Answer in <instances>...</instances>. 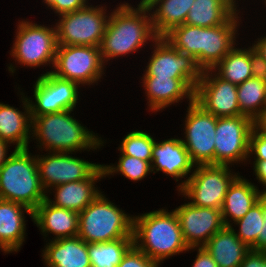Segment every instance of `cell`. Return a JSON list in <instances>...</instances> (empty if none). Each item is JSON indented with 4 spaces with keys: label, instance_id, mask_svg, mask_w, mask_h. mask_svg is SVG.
I'll return each instance as SVG.
<instances>
[{
    "label": "cell",
    "instance_id": "cell-40",
    "mask_svg": "<svg viewBox=\"0 0 266 267\" xmlns=\"http://www.w3.org/2000/svg\"><path fill=\"white\" fill-rule=\"evenodd\" d=\"M239 267H266V251L250 250Z\"/></svg>",
    "mask_w": 266,
    "mask_h": 267
},
{
    "label": "cell",
    "instance_id": "cell-13",
    "mask_svg": "<svg viewBox=\"0 0 266 267\" xmlns=\"http://www.w3.org/2000/svg\"><path fill=\"white\" fill-rule=\"evenodd\" d=\"M48 155H36L39 177L44 191L69 182L88 179L101 164L92 163L70 152H47Z\"/></svg>",
    "mask_w": 266,
    "mask_h": 267
},
{
    "label": "cell",
    "instance_id": "cell-9",
    "mask_svg": "<svg viewBox=\"0 0 266 267\" xmlns=\"http://www.w3.org/2000/svg\"><path fill=\"white\" fill-rule=\"evenodd\" d=\"M100 47L85 45H58L54 63L56 76L79 85L97 84L105 74Z\"/></svg>",
    "mask_w": 266,
    "mask_h": 267
},
{
    "label": "cell",
    "instance_id": "cell-20",
    "mask_svg": "<svg viewBox=\"0 0 266 267\" xmlns=\"http://www.w3.org/2000/svg\"><path fill=\"white\" fill-rule=\"evenodd\" d=\"M105 171L101 165L88 179L76 182H69L51 188L55 193L50 199L49 194L46 200L54 206L82 212L101 192L95 187L96 181L104 179Z\"/></svg>",
    "mask_w": 266,
    "mask_h": 267
},
{
    "label": "cell",
    "instance_id": "cell-12",
    "mask_svg": "<svg viewBox=\"0 0 266 267\" xmlns=\"http://www.w3.org/2000/svg\"><path fill=\"white\" fill-rule=\"evenodd\" d=\"M79 87L78 83L60 78L51 71L41 74L33 85L35 102L28 97L31 116L75 110Z\"/></svg>",
    "mask_w": 266,
    "mask_h": 267
},
{
    "label": "cell",
    "instance_id": "cell-37",
    "mask_svg": "<svg viewBox=\"0 0 266 267\" xmlns=\"http://www.w3.org/2000/svg\"><path fill=\"white\" fill-rule=\"evenodd\" d=\"M248 155L249 157L255 155L253 156L255 161L266 160V133L258 131L255 127L252 128L249 137Z\"/></svg>",
    "mask_w": 266,
    "mask_h": 267
},
{
    "label": "cell",
    "instance_id": "cell-42",
    "mask_svg": "<svg viewBox=\"0 0 266 267\" xmlns=\"http://www.w3.org/2000/svg\"><path fill=\"white\" fill-rule=\"evenodd\" d=\"M262 215L263 223L261 232L255 242V251H266V193L262 195Z\"/></svg>",
    "mask_w": 266,
    "mask_h": 267
},
{
    "label": "cell",
    "instance_id": "cell-17",
    "mask_svg": "<svg viewBox=\"0 0 266 267\" xmlns=\"http://www.w3.org/2000/svg\"><path fill=\"white\" fill-rule=\"evenodd\" d=\"M235 13L225 24L214 27H201V69L215 67L234 47L238 26Z\"/></svg>",
    "mask_w": 266,
    "mask_h": 267
},
{
    "label": "cell",
    "instance_id": "cell-46",
    "mask_svg": "<svg viewBox=\"0 0 266 267\" xmlns=\"http://www.w3.org/2000/svg\"><path fill=\"white\" fill-rule=\"evenodd\" d=\"M8 147H10V144L0 140V168L3 166V164L6 162L7 158L9 157L7 155Z\"/></svg>",
    "mask_w": 266,
    "mask_h": 267
},
{
    "label": "cell",
    "instance_id": "cell-28",
    "mask_svg": "<svg viewBox=\"0 0 266 267\" xmlns=\"http://www.w3.org/2000/svg\"><path fill=\"white\" fill-rule=\"evenodd\" d=\"M235 12L224 0H195L185 24L197 27H214L225 24Z\"/></svg>",
    "mask_w": 266,
    "mask_h": 267
},
{
    "label": "cell",
    "instance_id": "cell-45",
    "mask_svg": "<svg viewBox=\"0 0 266 267\" xmlns=\"http://www.w3.org/2000/svg\"><path fill=\"white\" fill-rule=\"evenodd\" d=\"M254 42L252 47L266 60V36H261L258 41Z\"/></svg>",
    "mask_w": 266,
    "mask_h": 267
},
{
    "label": "cell",
    "instance_id": "cell-32",
    "mask_svg": "<svg viewBox=\"0 0 266 267\" xmlns=\"http://www.w3.org/2000/svg\"><path fill=\"white\" fill-rule=\"evenodd\" d=\"M164 38L181 53L192 56L201 68V27L183 24L173 28Z\"/></svg>",
    "mask_w": 266,
    "mask_h": 267
},
{
    "label": "cell",
    "instance_id": "cell-47",
    "mask_svg": "<svg viewBox=\"0 0 266 267\" xmlns=\"http://www.w3.org/2000/svg\"><path fill=\"white\" fill-rule=\"evenodd\" d=\"M157 1L159 0H141L137 6L140 8L150 9V7Z\"/></svg>",
    "mask_w": 266,
    "mask_h": 267
},
{
    "label": "cell",
    "instance_id": "cell-36",
    "mask_svg": "<svg viewBox=\"0 0 266 267\" xmlns=\"http://www.w3.org/2000/svg\"><path fill=\"white\" fill-rule=\"evenodd\" d=\"M160 265V263L151 260L133 245L117 267H159Z\"/></svg>",
    "mask_w": 266,
    "mask_h": 267
},
{
    "label": "cell",
    "instance_id": "cell-6",
    "mask_svg": "<svg viewBox=\"0 0 266 267\" xmlns=\"http://www.w3.org/2000/svg\"><path fill=\"white\" fill-rule=\"evenodd\" d=\"M228 165H195L188 179L179 183L178 192L197 207L221 209L229 186L239 176Z\"/></svg>",
    "mask_w": 266,
    "mask_h": 267
},
{
    "label": "cell",
    "instance_id": "cell-27",
    "mask_svg": "<svg viewBox=\"0 0 266 267\" xmlns=\"http://www.w3.org/2000/svg\"><path fill=\"white\" fill-rule=\"evenodd\" d=\"M195 0H159L150 7L152 27L157 37H164L173 28L185 24ZM155 8V10H153ZM153 10V11H151Z\"/></svg>",
    "mask_w": 266,
    "mask_h": 267
},
{
    "label": "cell",
    "instance_id": "cell-21",
    "mask_svg": "<svg viewBox=\"0 0 266 267\" xmlns=\"http://www.w3.org/2000/svg\"><path fill=\"white\" fill-rule=\"evenodd\" d=\"M24 213L33 218V211L27 206L0 199V249L5 254L20 251L25 241Z\"/></svg>",
    "mask_w": 266,
    "mask_h": 267
},
{
    "label": "cell",
    "instance_id": "cell-11",
    "mask_svg": "<svg viewBox=\"0 0 266 267\" xmlns=\"http://www.w3.org/2000/svg\"><path fill=\"white\" fill-rule=\"evenodd\" d=\"M186 112L185 139L181 141L191 161L195 165H214L217 117L206 112L194 100L189 101Z\"/></svg>",
    "mask_w": 266,
    "mask_h": 267
},
{
    "label": "cell",
    "instance_id": "cell-24",
    "mask_svg": "<svg viewBox=\"0 0 266 267\" xmlns=\"http://www.w3.org/2000/svg\"><path fill=\"white\" fill-rule=\"evenodd\" d=\"M44 248L42 257L47 267H91L88 243L78 236L50 239Z\"/></svg>",
    "mask_w": 266,
    "mask_h": 267
},
{
    "label": "cell",
    "instance_id": "cell-7",
    "mask_svg": "<svg viewBox=\"0 0 266 267\" xmlns=\"http://www.w3.org/2000/svg\"><path fill=\"white\" fill-rule=\"evenodd\" d=\"M19 21L10 51L12 58H15L18 64L30 68L48 64L54 67L58 46L56 27L39 25L25 19Z\"/></svg>",
    "mask_w": 266,
    "mask_h": 267
},
{
    "label": "cell",
    "instance_id": "cell-39",
    "mask_svg": "<svg viewBox=\"0 0 266 267\" xmlns=\"http://www.w3.org/2000/svg\"><path fill=\"white\" fill-rule=\"evenodd\" d=\"M87 3V0H56L51 9L60 16L65 13L78 11L85 7Z\"/></svg>",
    "mask_w": 266,
    "mask_h": 267
},
{
    "label": "cell",
    "instance_id": "cell-2",
    "mask_svg": "<svg viewBox=\"0 0 266 267\" xmlns=\"http://www.w3.org/2000/svg\"><path fill=\"white\" fill-rule=\"evenodd\" d=\"M133 245L148 258L158 263L189 251L180 223L174 209L170 212L162 208L133 219Z\"/></svg>",
    "mask_w": 266,
    "mask_h": 267
},
{
    "label": "cell",
    "instance_id": "cell-14",
    "mask_svg": "<svg viewBox=\"0 0 266 267\" xmlns=\"http://www.w3.org/2000/svg\"><path fill=\"white\" fill-rule=\"evenodd\" d=\"M152 43L154 51L143 76L187 78L196 87L203 71L195 59L178 51L164 37H157Z\"/></svg>",
    "mask_w": 266,
    "mask_h": 267
},
{
    "label": "cell",
    "instance_id": "cell-18",
    "mask_svg": "<svg viewBox=\"0 0 266 267\" xmlns=\"http://www.w3.org/2000/svg\"><path fill=\"white\" fill-rule=\"evenodd\" d=\"M148 107L152 112L164 110L183 98L194 100L195 86L187 78L143 76Z\"/></svg>",
    "mask_w": 266,
    "mask_h": 267
},
{
    "label": "cell",
    "instance_id": "cell-44",
    "mask_svg": "<svg viewBox=\"0 0 266 267\" xmlns=\"http://www.w3.org/2000/svg\"><path fill=\"white\" fill-rule=\"evenodd\" d=\"M254 127L263 133H266V106L261 111L260 115L254 120Z\"/></svg>",
    "mask_w": 266,
    "mask_h": 267
},
{
    "label": "cell",
    "instance_id": "cell-19",
    "mask_svg": "<svg viewBox=\"0 0 266 267\" xmlns=\"http://www.w3.org/2000/svg\"><path fill=\"white\" fill-rule=\"evenodd\" d=\"M195 168L190 155L185 148L181 138L165 139L161 142H154L152 148L151 171L153 173L162 171L167 176H171L175 181H179L190 176ZM156 170V171H155Z\"/></svg>",
    "mask_w": 266,
    "mask_h": 267
},
{
    "label": "cell",
    "instance_id": "cell-22",
    "mask_svg": "<svg viewBox=\"0 0 266 267\" xmlns=\"http://www.w3.org/2000/svg\"><path fill=\"white\" fill-rule=\"evenodd\" d=\"M32 221L39 227L43 236L54 234L52 240L78 235L79 213L54 206L46 199L33 211Z\"/></svg>",
    "mask_w": 266,
    "mask_h": 267
},
{
    "label": "cell",
    "instance_id": "cell-16",
    "mask_svg": "<svg viewBox=\"0 0 266 267\" xmlns=\"http://www.w3.org/2000/svg\"><path fill=\"white\" fill-rule=\"evenodd\" d=\"M186 245L203 247L207 241L225 225L222 220L221 209L197 207L184 203L174 209Z\"/></svg>",
    "mask_w": 266,
    "mask_h": 267
},
{
    "label": "cell",
    "instance_id": "cell-4",
    "mask_svg": "<svg viewBox=\"0 0 266 267\" xmlns=\"http://www.w3.org/2000/svg\"><path fill=\"white\" fill-rule=\"evenodd\" d=\"M36 155L29 148L14 149L0 168V199L21 203L32 211L46 199Z\"/></svg>",
    "mask_w": 266,
    "mask_h": 267
},
{
    "label": "cell",
    "instance_id": "cell-38",
    "mask_svg": "<svg viewBox=\"0 0 266 267\" xmlns=\"http://www.w3.org/2000/svg\"><path fill=\"white\" fill-rule=\"evenodd\" d=\"M250 63L252 76L266 81V60L252 46L250 47Z\"/></svg>",
    "mask_w": 266,
    "mask_h": 267
},
{
    "label": "cell",
    "instance_id": "cell-33",
    "mask_svg": "<svg viewBox=\"0 0 266 267\" xmlns=\"http://www.w3.org/2000/svg\"><path fill=\"white\" fill-rule=\"evenodd\" d=\"M238 225L239 231L234 230L236 236L248 247L250 250H255V242L261 232L263 215H262V196L258 203H256L250 210L238 221L233 222Z\"/></svg>",
    "mask_w": 266,
    "mask_h": 267
},
{
    "label": "cell",
    "instance_id": "cell-48",
    "mask_svg": "<svg viewBox=\"0 0 266 267\" xmlns=\"http://www.w3.org/2000/svg\"><path fill=\"white\" fill-rule=\"evenodd\" d=\"M228 5L229 7L235 12V13H240L239 10L237 9L238 3H236V0H224ZM237 6V7H236Z\"/></svg>",
    "mask_w": 266,
    "mask_h": 267
},
{
    "label": "cell",
    "instance_id": "cell-15",
    "mask_svg": "<svg viewBox=\"0 0 266 267\" xmlns=\"http://www.w3.org/2000/svg\"><path fill=\"white\" fill-rule=\"evenodd\" d=\"M194 101L215 117L239 116L237 85L220 78L212 69L203 70Z\"/></svg>",
    "mask_w": 266,
    "mask_h": 267
},
{
    "label": "cell",
    "instance_id": "cell-35",
    "mask_svg": "<svg viewBox=\"0 0 266 267\" xmlns=\"http://www.w3.org/2000/svg\"><path fill=\"white\" fill-rule=\"evenodd\" d=\"M117 165H103L105 176L116 174H122L125 178L132 181H140L145 178L151 171V165L144 160H140L136 157L120 154Z\"/></svg>",
    "mask_w": 266,
    "mask_h": 267
},
{
    "label": "cell",
    "instance_id": "cell-8",
    "mask_svg": "<svg viewBox=\"0 0 266 267\" xmlns=\"http://www.w3.org/2000/svg\"><path fill=\"white\" fill-rule=\"evenodd\" d=\"M106 8L87 4L78 11L60 15L55 25L58 45L100 47L110 17Z\"/></svg>",
    "mask_w": 266,
    "mask_h": 267
},
{
    "label": "cell",
    "instance_id": "cell-34",
    "mask_svg": "<svg viewBox=\"0 0 266 267\" xmlns=\"http://www.w3.org/2000/svg\"><path fill=\"white\" fill-rule=\"evenodd\" d=\"M155 141L151 134L134 130L123 138L118 150L121 154L147 161L151 165L152 148Z\"/></svg>",
    "mask_w": 266,
    "mask_h": 267
},
{
    "label": "cell",
    "instance_id": "cell-49",
    "mask_svg": "<svg viewBox=\"0 0 266 267\" xmlns=\"http://www.w3.org/2000/svg\"><path fill=\"white\" fill-rule=\"evenodd\" d=\"M42 1L47 5V7L50 8L56 3V0H42Z\"/></svg>",
    "mask_w": 266,
    "mask_h": 267
},
{
    "label": "cell",
    "instance_id": "cell-5",
    "mask_svg": "<svg viewBox=\"0 0 266 267\" xmlns=\"http://www.w3.org/2000/svg\"><path fill=\"white\" fill-rule=\"evenodd\" d=\"M133 219L101 192L79 213L77 236L86 243L133 238Z\"/></svg>",
    "mask_w": 266,
    "mask_h": 267
},
{
    "label": "cell",
    "instance_id": "cell-1",
    "mask_svg": "<svg viewBox=\"0 0 266 267\" xmlns=\"http://www.w3.org/2000/svg\"><path fill=\"white\" fill-rule=\"evenodd\" d=\"M156 38L150 10L122 3L112 10L106 26L100 46L103 61L134 53Z\"/></svg>",
    "mask_w": 266,
    "mask_h": 267
},
{
    "label": "cell",
    "instance_id": "cell-26",
    "mask_svg": "<svg viewBox=\"0 0 266 267\" xmlns=\"http://www.w3.org/2000/svg\"><path fill=\"white\" fill-rule=\"evenodd\" d=\"M218 267H239L250 251L234 233L231 227L224 226L203 246Z\"/></svg>",
    "mask_w": 266,
    "mask_h": 267
},
{
    "label": "cell",
    "instance_id": "cell-23",
    "mask_svg": "<svg viewBox=\"0 0 266 267\" xmlns=\"http://www.w3.org/2000/svg\"><path fill=\"white\" fill-rule=\"evenodd\" d=\"M24 112L8 104L0 103V140L14 144L15 149L29 146L32 118L28 97L20 92Z\"/></svg>",
    "mask_w": 266,
    "mask_h": 267
},
{
    "label": "cell",
    "instance_id": "cell-29",
    "mask_svg": "<svg viewBox=\"0 0 266 267\" xmlns=\"http://www.w3.org/2000/svg\"><path fill=\"white\" fill-rule=\"evenodd\" d=\"M212 70L223 80L236 85L253 77L250 47L247 49L234 47Z\"/></svg>",
    "mask_w": 266,
    "mask_h": 267
},
{
    "label": "cell",
    "instance_id": "cell-43",
    "mask_svg": "<svg viewBox=\"0 0 266 267\" xmlns=\"http://www.w3.org/2000/svg\"><path fill=\"white\" fill-rule=\"evenodd\" d=\"M253 167L256 179L259 180V183L265 186L262 191L266 193V160L253 161Z\"/></svg>",
    "mask_w": 266,
    "mask_h": 267
},
{
    "label": "cell",
    "instance_id": "cell-10",
    "mask_svg": "<svg viewBox=\"0 0 266 267\" xmlns=\"http://www.w3.org/2000/svg\"><path fill=\"white\" fill-rule=\"evenodd\" d=\"M253 127L254 121L244 115L217 117L214 165L246 162Z\"/></svg>",
    "mask_w": 266,
    "mask_h": 267
},
{
    "label": "cell",
    "instance_id": "cell-41",
    "mask_svg": "<svg viewBox=\"0 0 266 267\" xmlns=\"http://www.w3.org/2000/svg\"><path fill=\"white\" fill-rule=\"evenodd\" d=\"M197 250V255L191 267H218L211 255L204 247H191L189 250Z\"/></svg>",
    "mask_w": 266,
    "mask_h": 267
},
{
    "label": "cell",
    "instance_id": "cell-3",
    "mask_svg": "<svg viewBox=\"0 0 266 267\" xmlns=\"http://www.w3.org/2000/svg\"><path fill=\"white\" fill-rule=\"evenodd\" d=\"M74 110L31 116L32 136L39 149L49 152H73L104 146V140L70 115ZM40 144V145H39ZM43 146V147H42Z\"/></svg>",
    "mask_w": 266,
    "mask_h": 267
},
{
    "label": "cell",
    "instance_id": "cell-30",
    "mask_svg": "<svg viewBox=\"0 0 266 267\" xmlns=\"http://www.w3.org/2000/svg\"><path fill=\"white\" fill-rule=\"evenodd\" d=\"M237 98L240 115L254 121L266 106L265 81L251 77L237 85Z\"/></svg>",
    "mask_w": 266,
    "mask_h": 267
},
{
    "label": "cell",
    "instance_id": "cell-25",
    "mask_svg": "<svg viewBox=\"0 0 266 267\" xmlns=\"http://www.w3.org/2000/svg\"><path fill=\"white\" fill-rule=\"evenodd\" d=\"M263 193L254 183L239 175L229 186L221 208L224 225L231 227L233 221L240 220L250 208L258 203Z\"/></svg>",
    "mask_w": 266,
    "mask_h": 267
},
{
    "label": "cell",
    "instance_id": "cell-31",
    "mask_svg": "<svg viewBox=\"0 0 266 267\" xmlns=\"http://www.w3.org/2000/svg\"><path fill=\"white\" fill-rule=\"evenodd\" d=\"M132 246L133 238L88 243L91 267H117Z\"/></svg>",
    "mask_w": 266,
    "mask_h": 267
}]
</instances>
